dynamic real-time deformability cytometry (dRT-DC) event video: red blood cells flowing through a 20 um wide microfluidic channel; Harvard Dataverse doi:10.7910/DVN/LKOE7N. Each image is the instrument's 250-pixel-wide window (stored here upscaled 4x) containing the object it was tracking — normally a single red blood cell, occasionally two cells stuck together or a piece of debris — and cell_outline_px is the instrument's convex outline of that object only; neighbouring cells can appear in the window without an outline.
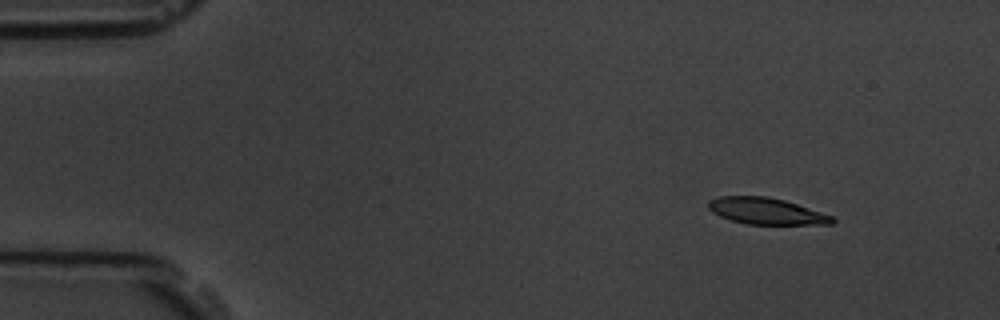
{"species": "common noctule bat (a hibernating species)", "species_latin": "Nyctalus noctula", "temperature_condition": "room temperature", "stored_images_in_passage": 5, "camera_frame_rate_fps": 3000, "um_per_image_px": 0.085, "animal": {"sex": "male", "body_mass_g": 19.5, "forearm_length_mm": 54.6}, "frame": {"image": 1, "passage_image": 2, "time_ms": 1.333, "image_size_px": [1000, 320], "cell_outline_px": [[836, 220], [832, 224], [748, 224], [732, 220], [720, 216], [712, 212], [708, 208], [708, 200], [720, 196], [768, 196], [784, 200], [832, 216]], "centroid_in_image_um": [65.1, 17.94], "position_along_channel_um": 19.9, "area_um2": 18.9}}
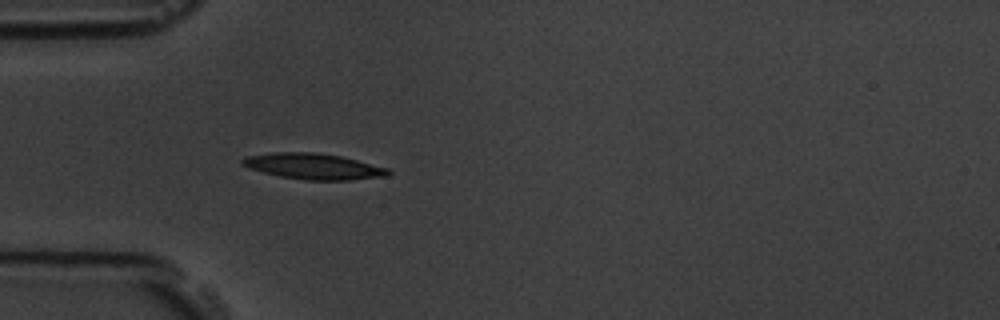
{"frame": {"image": 2, "passage_image": 5, "time_ms": 4.667, "image_size_px": [1000, 320], "cell_outline_px": [[392, 172], [388, 176], [348, 180], [304, 180], [280, 176], [248, 168], [240, 164], [240, 160], [244, 156], [272, 152], [312, 152], [340, 156], [388, 168]], "centroid_in_image_um": [26.6, 14.14], "position_along_channel_um": 58.4, "area_um2": 22.02}}